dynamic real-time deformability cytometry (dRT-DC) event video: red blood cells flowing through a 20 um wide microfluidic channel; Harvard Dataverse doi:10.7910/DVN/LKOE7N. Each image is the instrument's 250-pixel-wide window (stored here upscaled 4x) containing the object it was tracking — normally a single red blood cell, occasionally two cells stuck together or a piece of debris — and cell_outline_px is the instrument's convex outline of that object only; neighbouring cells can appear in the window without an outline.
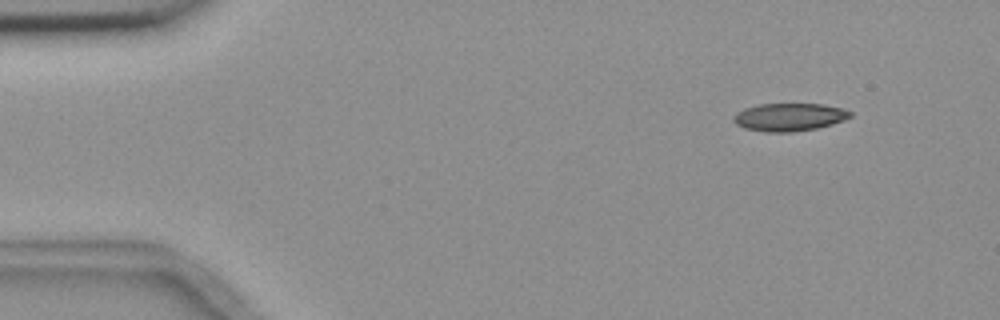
{"species": "common noctule bat (a hibernating species)", "species_latin": "Nyctalus noctula", "temperature_condition": "room temperature", "stored_images_in_passage": 6, "camera_frame_rate_fps": 3000, "um_per_image_px": 0.085, "animal": {"sex": "female", "body_mass_g": 18.4}, "frame": {"image": 1, "passage_image": 6, "time_ms": 6.667, "image_size_px": [1000, 320], "cell_outline_px": [[852, 116], [844, 120], [832, 124], [816, 128], [792, 132], [764, 132], [744, 128], [736, 124], [732, 120], [732, 116], [736, 112], [744, 108], [760, 104], [824, 104], [844, 108], [852, 112]], "centroid_in_image_um": [67.08, 9.95], "position_along_channel_um": 17.9, "area_um2": 19.13}}